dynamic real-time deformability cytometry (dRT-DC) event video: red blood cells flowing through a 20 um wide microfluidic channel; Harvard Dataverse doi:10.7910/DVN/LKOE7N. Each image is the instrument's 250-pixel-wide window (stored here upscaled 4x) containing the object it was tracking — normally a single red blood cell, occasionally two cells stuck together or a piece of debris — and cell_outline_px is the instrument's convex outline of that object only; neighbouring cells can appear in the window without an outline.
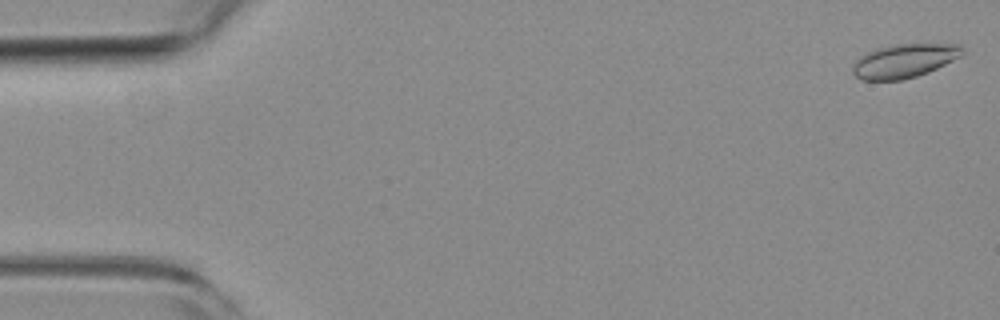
{"species": "common noctule bat (a hibernating species)", "species_latin": "Nyctalus noctula", "temperature_condition": "room temperature", "stored_images_in_passage": 54, "camera_frame_rate_fps": 3000, "um_per_image_px": 0.085, "animal": {"sex": "female", "body_mass_g": 19.3, "forearm_length_mm": 54.1}, "frame": {"image": 1, "passage_image": 1, "time_ms": 0.0, "image_size_px": [1000, 320], "cell_outline_px": [[964, 56], [928, 72], [916, 76], [900, 80], [860, 80], [852, 72], [852, 64], [860, 56], [876, 48], [896, 44], [960, 44], [964, 48]], "centroid_in_image_um": [76.88, 5.17], "position_along_channel_um": 8.1, "area_um2": 21.79}}
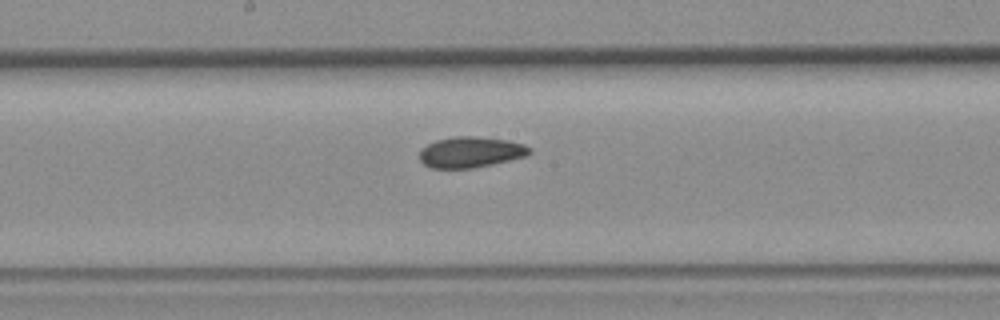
{"frame": {"image": 2, "passage_image": 28, "time_ms": 9.0, "image_size_px": [1000, 320], "cell_outline_px": [[532, 152], [524, 156], [492, 164], [472, 168], [432, 168], [424, 164], [420, 160], [420, 148], [436, 140], [456, 136], [472, 136], [508, 140], [524, 144], [532, 148]], "centroid_in_image_um": [39.99, 12.92], "position_along_channel_um": 208.2, "area_um2": 19.65}}
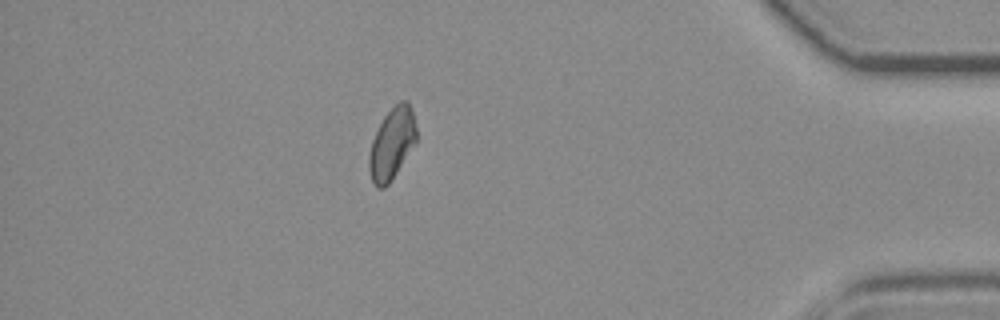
{"frame": {"image": 3, "passage_image": 47, "time_ms": 15.333, "image_size_px": [1000, 320], "cell_outline_px": [[416, 144], [388, 184], [384, 188], [376, 188], [372, 180], [368, 168], [368, 156], [372, 140], [384, 116], [400, 100], [408, 100], [412, 104], [416, 128]], "centroid_in_image_um": [33.33, 12.19], "position_along_channel_um": 401.9, "area_um2": 19.83}}